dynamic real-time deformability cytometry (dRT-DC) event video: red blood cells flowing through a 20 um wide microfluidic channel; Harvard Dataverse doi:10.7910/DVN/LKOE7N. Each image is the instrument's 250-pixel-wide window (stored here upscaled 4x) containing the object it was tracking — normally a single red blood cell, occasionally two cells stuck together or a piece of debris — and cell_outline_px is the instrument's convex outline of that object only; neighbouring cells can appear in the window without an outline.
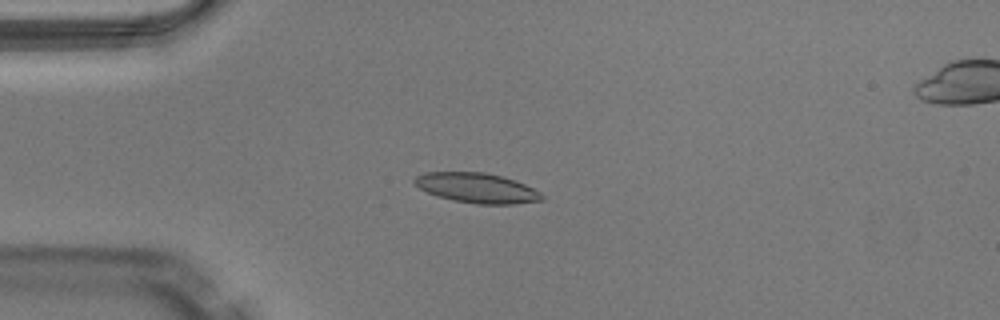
{"species": "Egyptian fruit bat (a non-hibernating species)", "species_latin": "Rousettus aegyptiacus", "temperature_condition": "warm", "stored_images_in_passage": 38, "camera_frame_rate_fps": 3000, "um_per_image_px": 0.085, "animal": {"sex": "male"}, "frame": {"image": 1, "passage_image": 1, "time_ms": 0.0, "image_size_px": [1000, 320], "cell_outline_px": [[544, 200], [512, 204], [476, 204], [452, 200], [436, 196], [412, 184], [412, 180], [416, 176], [424, 172], [484, 172], [500, 176], [524, 184], [540, 192], [544, 196]], "centroid_in_image_um": [40.49, 15.98], "position_along_channel_um": 44.5, "area_um2": 22.2}}
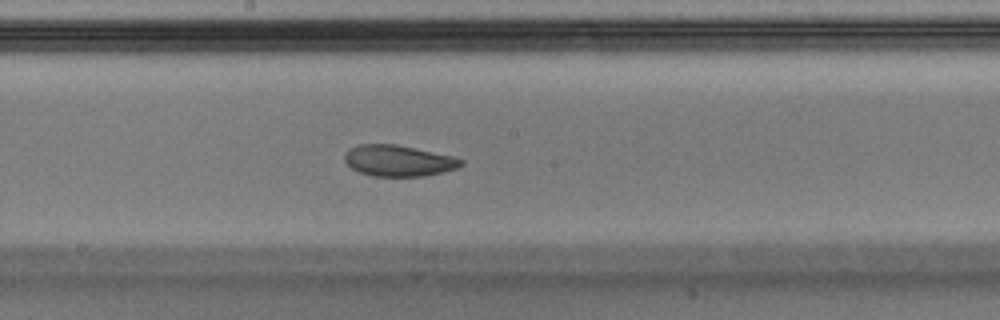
{"frame": {"image": 2, "passage_image": 15, "time_ms": 4.667, "image_size_px": [1000, 320], "cell_outline_px": [[464, 164], [456, 168], [444, 172], [424, 176], [372, 176], [360, 172], [352, 168], [344, 160], [344, 156], [348, 148], [360, 144], [396, 144], [456, 156], [464, 160]], "centroid_in_image_um": [33.9, 13.65], "position_along_channel_um": 214.3, "area_um2": 21.33}}
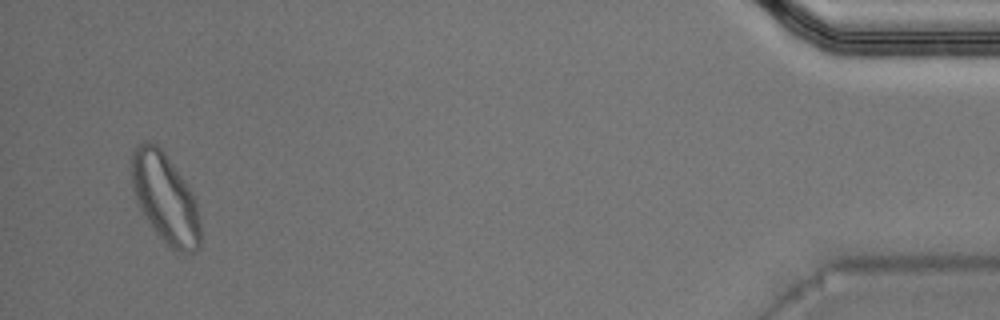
{"frame": {"image": 3, "passage_image": 36, "time_ms": 11.667, "image_size_px": [1000, 320], "cell_outline_px": [[200, 244], [192, 252], [176, 252], [156, 232], [144, 216], [140, 208], [132, 188], [132, 152], [144, 140], [148, 140], [156, 144], [164, 152], [192, 192], [196, 200], [200, 216]], "centroid_in_image_um": [14.05, 16.84], "position_along_channel_um": 421.2, "area_um2": 35.49}, "authors_computed_cell_mechanics": {"area_um2": 22.5709, "velocity_mm_per_s": 4.0598, "shape_relaxation_time_tau1_ms": 4.9, "shape_relaxation_time_tau2_ms": 3.456, "deformation_change_tau1": 0.1503, "deformation_change_tau2": 0.0796}}